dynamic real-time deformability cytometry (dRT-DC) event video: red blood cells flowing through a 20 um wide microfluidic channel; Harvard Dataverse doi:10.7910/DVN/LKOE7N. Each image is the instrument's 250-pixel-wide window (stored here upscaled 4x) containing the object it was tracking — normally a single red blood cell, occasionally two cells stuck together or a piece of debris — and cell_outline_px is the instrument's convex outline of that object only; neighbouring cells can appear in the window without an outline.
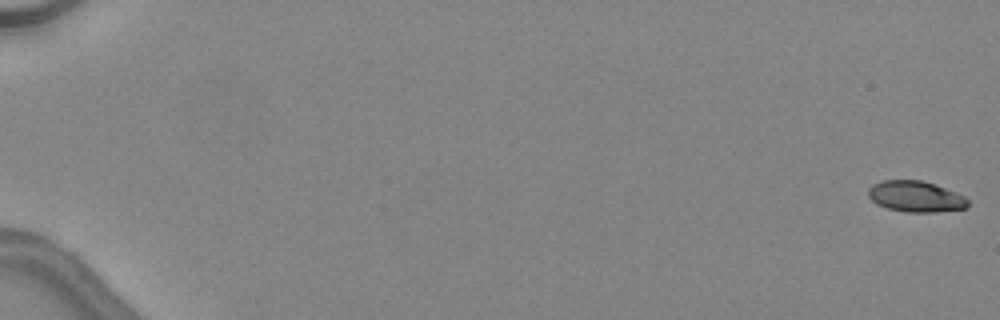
{"species": "common noctule bat (a hibernating species)", "species_latin": "Nyctalus noctula", "temperature_condition": "warm", "stored_images_in_passage": 47, "camera_frame_rate_fps": 3000, "um_per_image_px": 0.085, "animal": {"sex": "female", "body_mass_g": 24.6, "forearm_length_mm": 56.2}, "frame": {"image": 1, "passage_image": 1, "time_ms": 0.0, "image_size_px": [1000, 320], "cell_outline_px": [[968, 208], [932, 212], [904, 212], [888, 208], [876, 204], [868, 196], [868, 188], [872, 184], [884, 180], [924, 180], [964, 196], [968, 200]], "centroid_in_image_um": [77.8, 16.7], "position_along_channel_um": 7.2, "area_um2": 17.98}}
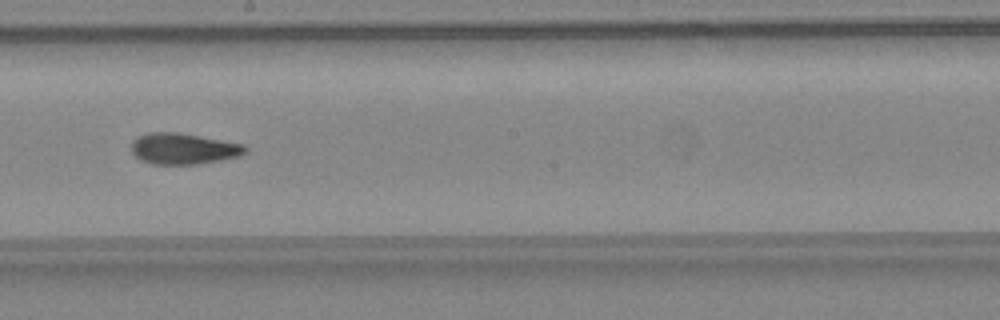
{"frame": {"image": 2, "passage_image": 30, "time_ms": 9.667, "image_size_px": [1000, 320], "cell_outline_px": [[248, 152], [240, 156], [220, 160], [196, 164], [152, 164], [140, 160], [132, 152], [132, 140], [136, 136], [148, 132], [176, 132], [200, 136], [244, 144], [248, 148]], "centroid_in_image_um": [15.59, 12.63], "position_along_channel_um": 232.6, "area_um2": 20.75}}
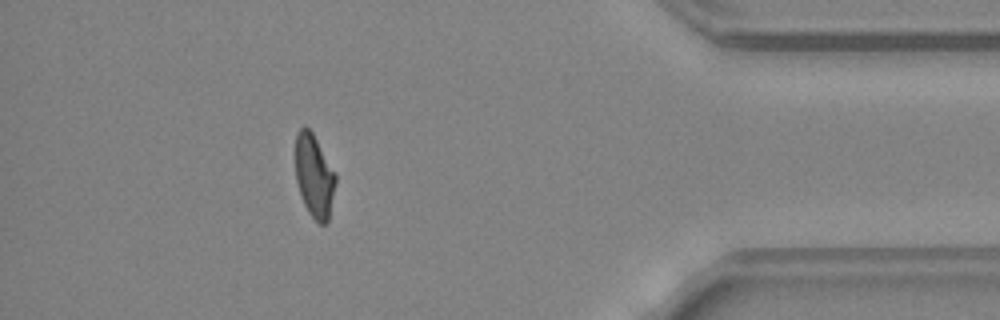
{"frame": {"image": 3, "passage_image": 44, "time_ms": 14.333, "image_size_px": [1000, 320], "cell_outline_px": [[336, 184], [328, 224], [320, 224], [308, 212], [300, 196], [296, 180], [296, 132], [304, 124], [312, 132], [336, 172]], "centroid_in_image_um": [26.72, 14.96], "position_along_channel_um": 408.5, "area_um2": 19.71}, "authors_computed_cell_mechanics": {"area_um2": 20.0566, "velocity_mm_per_s": 4.5595, "shape_relaxation_time_tau1_ms": 9.4298, "shape_relaxation_time_tau2_ms": 1.7155, "deformation_change_tau1": 0.2629, "deformation_change_tau2": 0.0918}}